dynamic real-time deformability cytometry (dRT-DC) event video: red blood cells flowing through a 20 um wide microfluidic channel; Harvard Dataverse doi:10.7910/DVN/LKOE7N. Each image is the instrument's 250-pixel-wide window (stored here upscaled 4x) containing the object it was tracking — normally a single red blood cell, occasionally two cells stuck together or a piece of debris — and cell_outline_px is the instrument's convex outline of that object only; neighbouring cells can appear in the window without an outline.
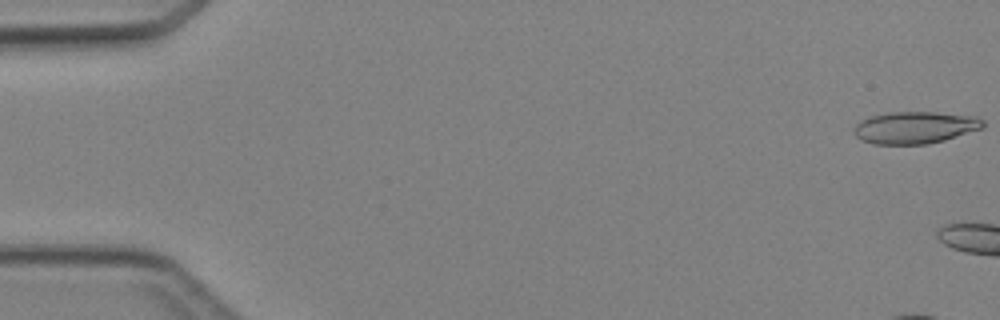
{"species": "Egyptian fruit bat (a non-hibernating species)", "species_latin": "Rousettus aegyptiacus", "temperature_condition": "cold", "stored_images_in_passage": 5, "camera_frame_rate_fps": 3000, "um_per_image_px": 0.085, "animal": {"sex": "female"}, "frame": {"image": 1, "passage_image": 1, "time_ms": 0.0, "image_size_px": [1000, 320], "cell_outline_px": [[984, 128], [944, 140], [928, 144], [872, 144], [860, 140], [856, 136], [856, 124], [860, 120], [872, 116], [892, 112], [936, 112], [976, 116], [984, 120]], "centroid_in_image_um": [77.81, 10.84], "position_along_channel_um": 7.2, "area_um2": 24.1}}